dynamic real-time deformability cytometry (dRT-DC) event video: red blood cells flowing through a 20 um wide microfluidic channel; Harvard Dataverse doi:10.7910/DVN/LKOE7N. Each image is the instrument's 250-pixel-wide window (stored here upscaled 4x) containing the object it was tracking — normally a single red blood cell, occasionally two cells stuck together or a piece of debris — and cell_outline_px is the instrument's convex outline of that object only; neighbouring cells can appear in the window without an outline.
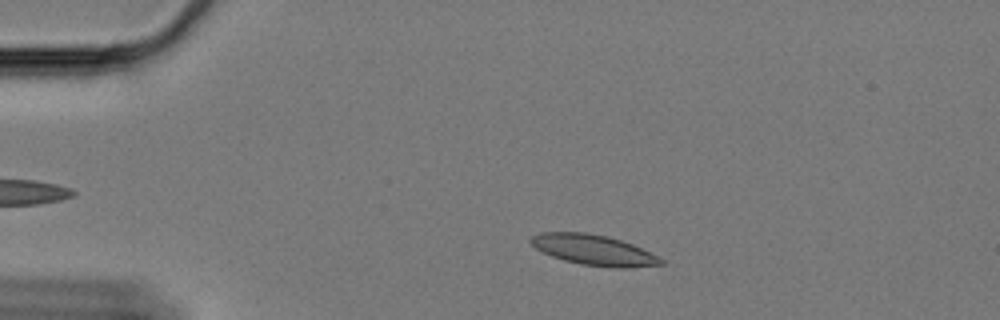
{"species": "Egyptian fruit bat (a non-hibernating species)", "species_latin": "Rousettus aegyptiacus", "temperature_condition": "cold", "stored_images_in_passage": 35, "camera_frame_rate_fps": 3000, "um_per_image_px": 0.085, "animal": {"sex": "female"}, "frame": {"image": 1, "passage_image": 8, "time_ms": 2.333, "image_size_px": [1000, 320], "cell_outline_px": [[664, 264], [628, 268], [612, 268], [580, 264], [564, 260], [552, 256], [536, 248], [528, 240], [532, 236], [540, 232], [588, 232], [608, 236], [632, 244], [664, 260]], "centroid_in_image_um": [50.44, 21.24], "position_along_channel_um": 34.6, "area_um2": 23.0}}
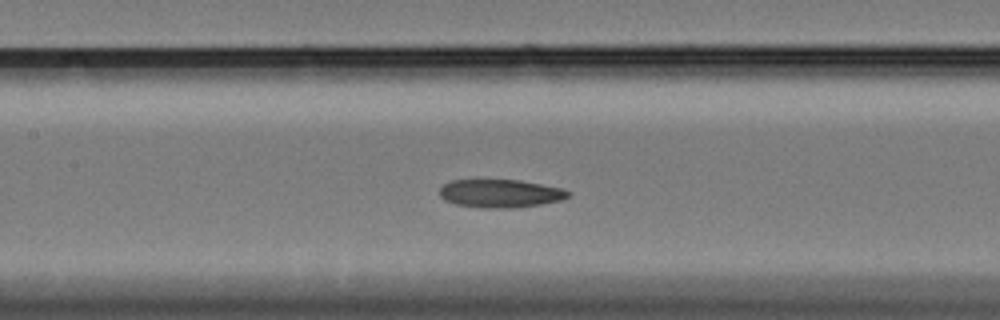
{"frame": {"image": 2, "passage_image": 24, "time_ms": 7.667, "image_size_px": [1000, 320], "cell_outline_px": [[572, 192], [564, 200], [540, 204], [512, 208], [480, 208], [456, 204], [444, 200], [440, 196], [440, 188], [444, 184], [452, 180], [520, 180], [564, 188]], "centroid_in_image_um": [42.56, 16.44], "position_along_channel_um": 164.8, "area_um2": 21.27}}
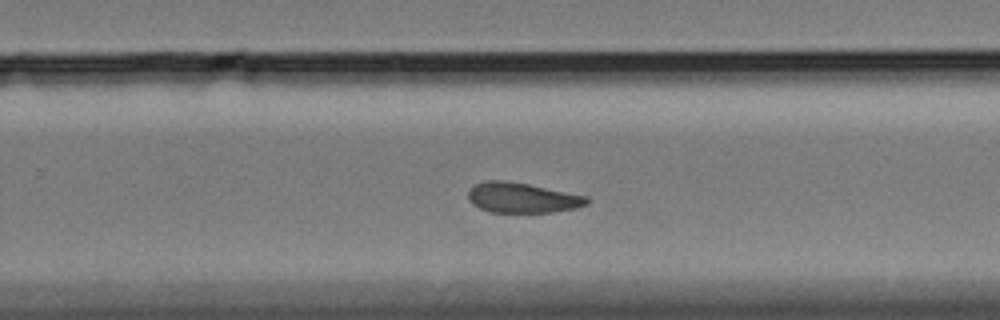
{"frame": {"image": 3, "passage_image": 35, "time_ms": 11.333, "image_size_px": [1000, 320], "cell_outline_px": [[588, 204], [576, 208], [552, 212], [492, 212], [480, 208], [472, 204], [468, 200], [468, 192], [476, 184], [484, 180], [504, 180], [528, 184], [588, 196]], "centroid_in_image_um": [44.39, 16.8], "position_along_channel_um": 285.4, "area_um2": 20.81}}